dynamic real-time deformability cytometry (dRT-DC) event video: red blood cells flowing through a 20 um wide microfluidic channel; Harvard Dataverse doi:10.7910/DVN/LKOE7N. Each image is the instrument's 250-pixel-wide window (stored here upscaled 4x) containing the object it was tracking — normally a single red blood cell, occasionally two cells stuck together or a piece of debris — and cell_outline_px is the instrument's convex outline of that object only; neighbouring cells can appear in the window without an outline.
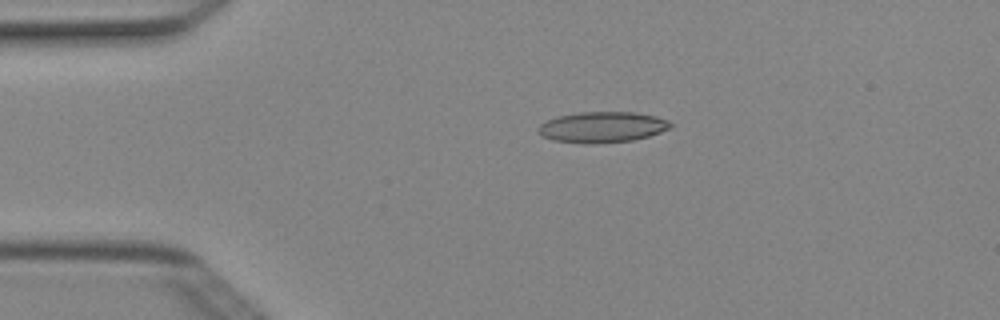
{"species": "Egyptian fruit bat (a non-hibernating species)", "species_latin": "Rousettus aegyptiacus", "temperature_condition": "cold", "stored_images_in_passage": 3, "camera_frame_rate_fps": 3000, "um_per_image_px": 0.085, "animal": {"sex": "female"}, "frame": {"image": 1, "passage_image": 2, "time_ms": 0.333, "image_size_px": [1000, 320], "cell_outline_px": [[672, 128], [648, 136], [632, 140], [584, 144], [552, 140], [544, 136], [536, 128], [540, 124], [548, 120], [560, 116], [580, 112], [636, 112], [656, 116], [668, 120], [672, 124]], "centroid_in_image_um": [51.22, 10.8], "position_along_channel_um": 33.8, "area_um2": 23.58}}